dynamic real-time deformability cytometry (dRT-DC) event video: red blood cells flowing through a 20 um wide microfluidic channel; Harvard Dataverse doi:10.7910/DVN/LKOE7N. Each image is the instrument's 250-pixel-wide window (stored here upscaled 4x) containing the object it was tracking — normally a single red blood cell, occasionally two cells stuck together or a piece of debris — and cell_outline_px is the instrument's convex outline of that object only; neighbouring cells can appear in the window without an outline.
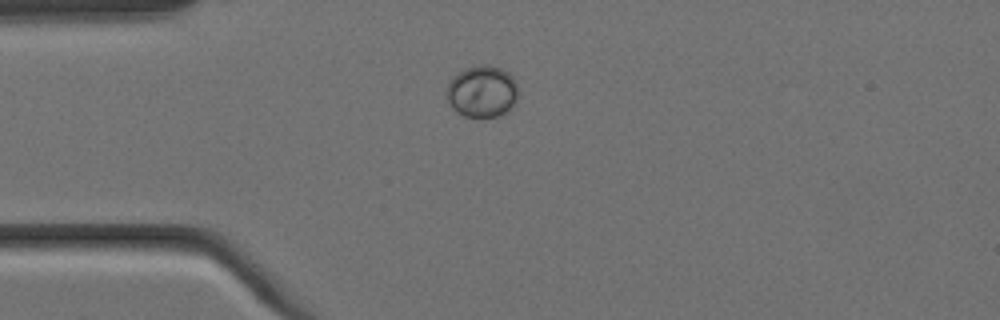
{"species": "Egyptian fruit bat (a non-hibernating species)", "species_latin": "Rousettus aegyptiacus", "temperature_condition": "cold", "stored_images_in_passage": 6, "camera_frame_rate_fps": 3000, "um_per_image_px": 0.085, "animal": {"sex": "female"}, "frame": {"image": 1, "passage_image": 1, "time_ms": 0.0, "image_size_px": [1000, 320], "cell_outline_px": [[520, 92], [512, 108], [496, 116], [464, 116], [456, 112], [452, 108], [444, 92], [452, 76], [468, 68], [484, 64], [488, 64], [500, 68], [508, 72], [516, 80]], "centroid_in_image_um": [40.99, 7.76], "position_along_channel_um": 44.0, "area_um2": 21.79}}
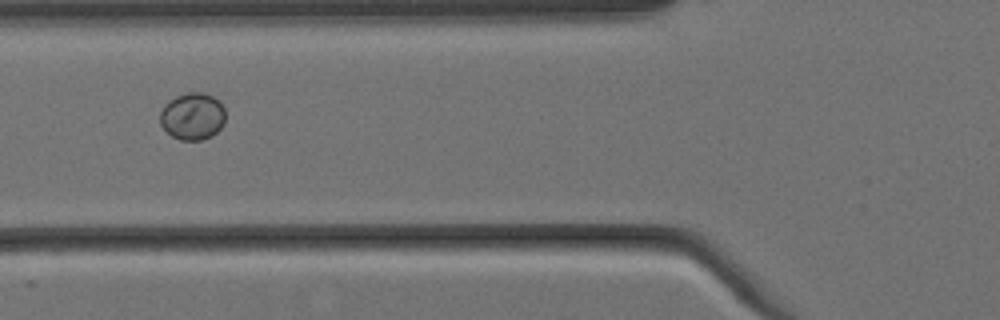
{"frame": {"image": 2, "passage_image": 3, "time_ms": 0.667, "image_size_px": [1000, 320], "cell_outline_px": [[224, 124], [212, 136], [200, 140], [180, 140], [172, 136], [160, 124], [160, 112], [164, 104], [168, 100], [176, 96], [188, 92], [204, 92], [220, 100], [224, 108]], "centroid_in_image_um": [16.36, 9.87], "position_along_channel_um": 109.4, "area_um2": 18.09}}
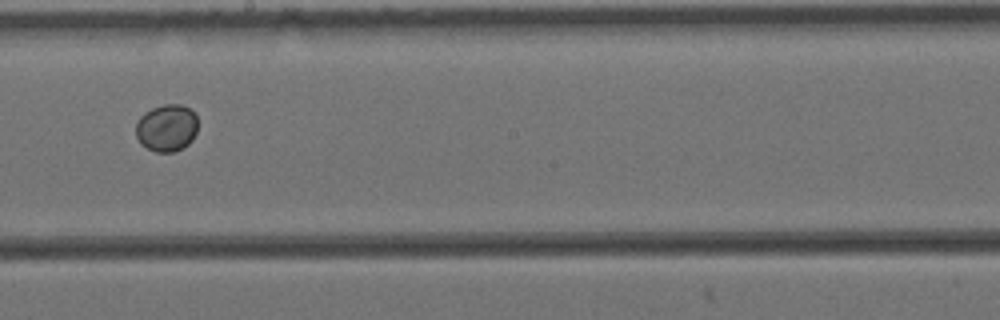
{"frame": {"image": 3, "passage_image": 6, "time_ms": 1.667, "image_size_px": [1000, 320], "cell_outline_px": [[196, 132], [192, 140], [188, 144], [172, 152], [156, 152], [140, 144], [136, 136], [136, 124], [140, 116], [144, 112], [152, 108], [164, 104], [180, 104], [196, 112]], "centroid_in_image_um": [14.15, 10.86], "position_along_channel_um": 234.0, "area_um2": 17.05}}